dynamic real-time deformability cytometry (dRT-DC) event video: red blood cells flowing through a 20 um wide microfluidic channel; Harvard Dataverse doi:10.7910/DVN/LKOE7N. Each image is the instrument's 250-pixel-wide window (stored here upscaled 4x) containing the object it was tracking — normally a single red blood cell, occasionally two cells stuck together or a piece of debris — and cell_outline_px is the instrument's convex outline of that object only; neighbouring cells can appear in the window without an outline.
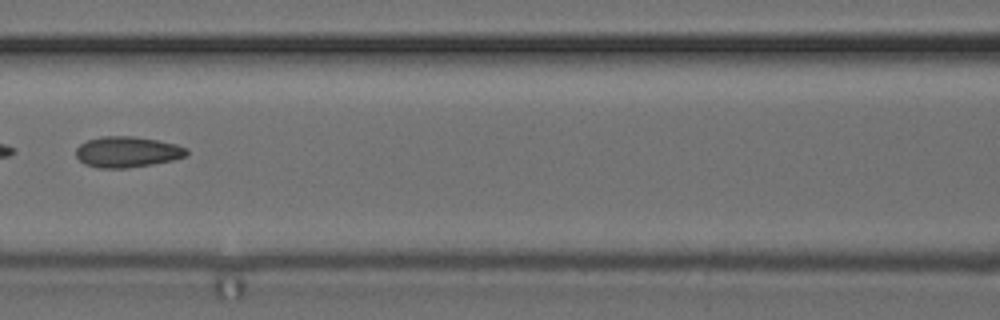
{"species": "common noctule bat (a hibernating species)", "species_latin": "Nyctalus noctula", "temperature_condition": "cold", "stored_images_in_passage": 7, "camera_frame_rate_fps": 3000, "um_per_image_px": 0.085, "animal": {"sex": "female", "body_mass_g": 24.6, "forearm_length_mm": 56.2}, "frame": {"image": 1, "passage_image": 6, "time_ms": 6.0, "image_size_px": [1000, 320], "cell_outline_px": [[188, 152], [184, 156], [172, 160], [152, 164], [124, 168], [96, 168], [84, 164], [76, 156], [76, 148], [80, 144], [88, 140], [100, 136], [132, 136], [156, 140], [176, 144], [188, 148]], "centroid_in_image_um": [10.78, 12.91], "position_along_channel_um": 155.8, "area_um2": 19.83}}
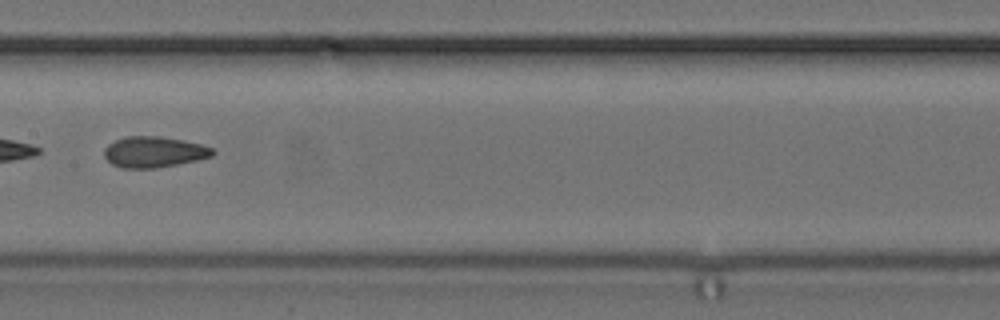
{"frame": {"image": 2, "passage_image": 7, "time_ms": 7.0, "image_size_px": [1000, 320], "cell_outline_px": [[216, 152], [212, 156], [196, 160], [156, 168], [120, 168], [112, 164], [104, 156], [104, 148], [108, 144], [124, 136], [160, 136], [184, 140], [200, 144], [212, 148]], "centroid_in_image_um": [13.06, 12.91], "position_along_channel_um": 194.3, "area_um2": 19.54}}